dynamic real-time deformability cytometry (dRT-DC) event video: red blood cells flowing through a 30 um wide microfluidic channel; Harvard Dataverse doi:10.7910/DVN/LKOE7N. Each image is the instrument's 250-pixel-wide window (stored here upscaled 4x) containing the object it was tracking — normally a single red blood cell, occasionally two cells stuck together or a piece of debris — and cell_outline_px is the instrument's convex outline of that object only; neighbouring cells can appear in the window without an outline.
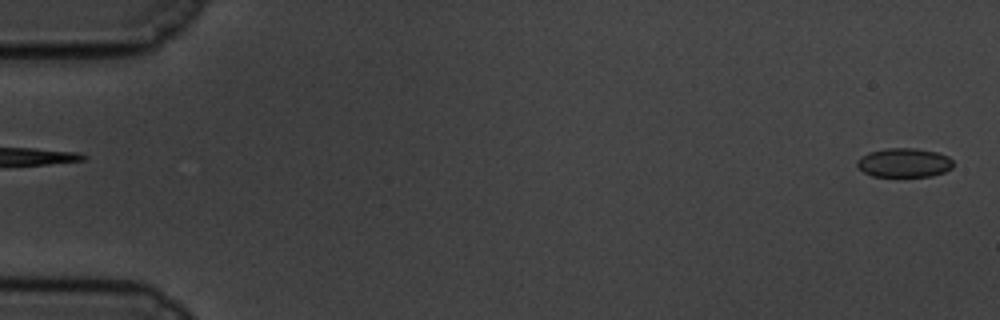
{"species": "common noctule bat (a hibernating species)", "species_latin": "Nyctalus noctula", "temperature_condition": "cold", "stored_images_in_passage": 60, "camera_frame_rate_fps": 3000, "um_per_image_px": 0.085, "animal": {"sex": "male", "body_mass_g": 19.5, "forearm_length_mm": 54.6}, "frame": {"image": 1, "passage_image": 2, "time_ms": 0.333, "image_size_px": [1000, 320], "cell_outline_px": [[952, 168], [944, 172], [932, 176], [872, 176], [864, 172], [856, 164], [856, 160], [860, 156], [868, 152], [884, 148], [916, 148], [936, 152], [948, 156], [952, 160]], "centroid_in_image_um": [76.82, 13.82], "position_along_channel_um": 8.2, "area_um2": 16.36}}
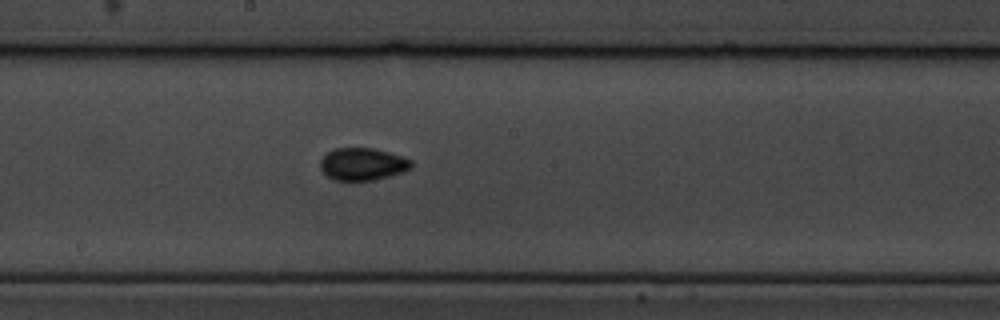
{"frame": {"image": 2, "passage_image": 33, "time_ms": 10.667, "image_size_px": [1000, 320], "cell_outline_px": [[412, 168], [388, 176], [372, 180], [332, 180], [320, 168], [320, 160], [328, 152], [336, 148], [376, 148], [412, 160]], "centroid_in_image_um": [30.8, 13.94], "position_along_channel_um": 217.4, "area_um2": 16.99}}
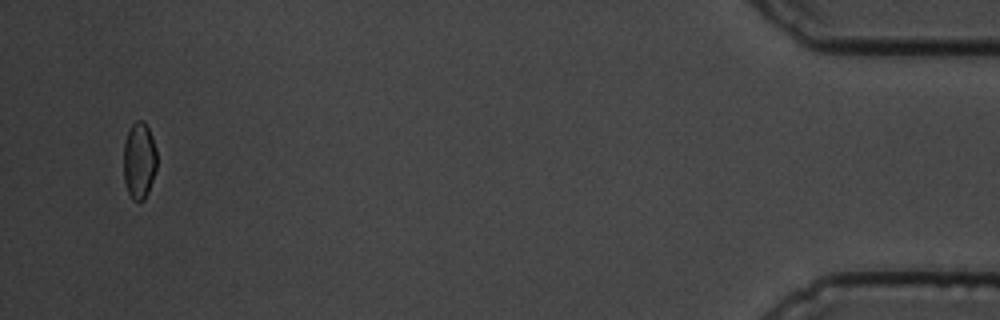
{"frame": {"image": 3, "passage_image": 58, "time_ms": 19.0, "image_size_px": [1000, 320], "cell_outline_px": [[156, 168], [148, 192], [144, 200], [132, 200], [128, 192], [124, 180], [124, 144], [128, 132], [132, 124], [136, 120], [144, 120], [152, 136], [156, 148]], "centroid_in_image_um": [11.83, 13.63], "position_along_channel_um": 423.4, "area_um2": 14.8}, "authors_computed_cell_mechanics": {"area_um2": 16.4152, "velocity_mm_per_s": 3.4103, "shape_relaxation_time_tau1_ms": 7.0738, "shape_relaxation_time_tau2_ms": null, "deformation_change_tau1": 0.1117, "deformation_change_tau2": null}}